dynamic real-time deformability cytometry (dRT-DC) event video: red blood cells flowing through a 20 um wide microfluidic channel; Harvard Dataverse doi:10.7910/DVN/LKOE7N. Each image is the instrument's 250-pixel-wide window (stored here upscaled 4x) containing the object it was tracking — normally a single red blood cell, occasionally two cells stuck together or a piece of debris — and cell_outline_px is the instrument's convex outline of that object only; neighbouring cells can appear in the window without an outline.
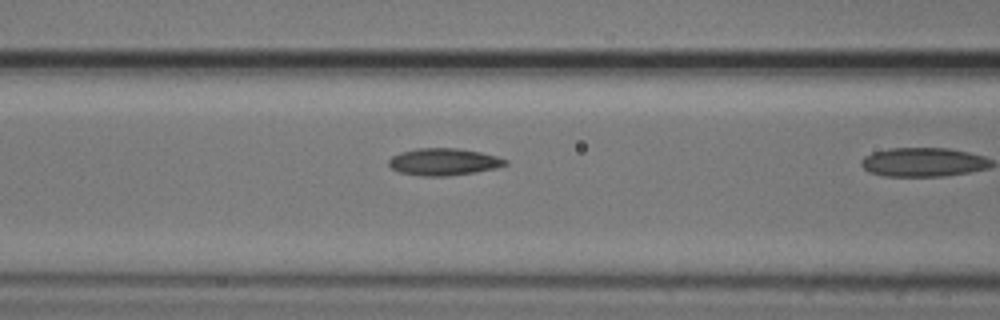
{"species": "common noctule bat (a hibernating species)", "species_latin": "Nyctalus noctula", "temperature_condition": "cold", "stored_images_in_passage": 11, "camera_frame_rate_fps": 3000, "um_per_image_px": 0.085, "animal": {"sex": "male", "body_mass_g": 20.5, "forearm_length_mm": 52.5}, "frame": {"image": 1, "passage_image": 10, "time_ms": 3.0, "image_size_px": [1000, 320], "cell_outline_px": [[508, 164], [496, 168], [448, 176], [424, 176], [400, 172], [392, 168], [388, 164], [388, 160], [392, 156], [400, 152], [416, 148], [456, 148], [480, 152], [496, 156], [508, 160]], "centroid_in_image_um": [37.7, 13.75], "position_along_channel_um": 128.9, "area_um2": 18.26}}